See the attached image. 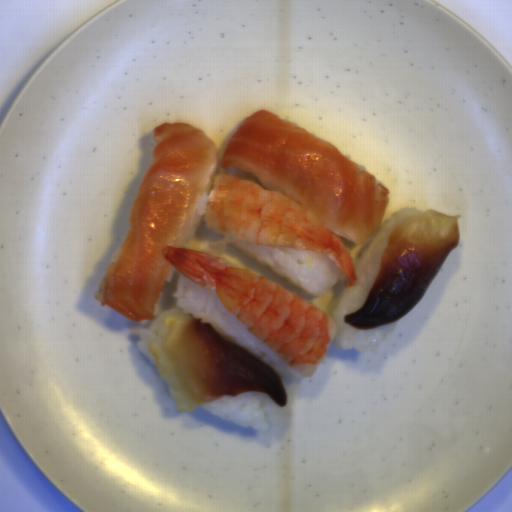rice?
<instances>
[{
	"mask_svg": "<svg viewBox=\"0 0 512 512\" xmlns=\"http://www.w3.org/2000/svg\"><path fill=\"white\" fill-rule=\"evenodd\" d=\"M172 297L175 299L174 306L152 319L151 324L141 328L138 333L137 347L151 364L156 366V358L150 353L148 344L150 338L156 333L158 325L173 314H190L193 318L210 322L223 338L240 346L273 368L278 375L297 380H303L306 377L285 362L233 316L213 288L202 287L180 271Z\"/></svg>",
	"mask_w": 512,
	"mask_h": 512,
	"instance_id": "1",
	"label": "rice"
},
{
	"mask_svg": "<svg viewBox=\"0 0 512 512\" xmlns=\"http://www.w3.org/2000/svg\"><path fill=\"white\" fill-rule=\"evenodd\" d=\"M422 212L425 211L414 208L397 211L380 225L373 240L354 263L357 284L352 287L345 286L330 315L338 326L334 339L343 350L354 348L361 354H376L382 340L393 332L398 320L370 329H357L345 323L344 317L365 304L381 270L382 255L390 234L410 215Z\"/></svg>",
	"mask_w": 512,
	"mask_h": 512,
	"instance_id": "2",
	"label": "rice"
},
{
	"mask_svg": "<svg viewBox=\"0 0 512 512\" xmlns=\"http://www.w3.org/2000/svg\"><path fill=\"white\" fill-rule=\"evenodd\" d=\"M221 236L257 263L308 294L326 293L346 276L333 260L312 250L296 251L283 246L270 248L235 240L225 234Z\"/></svg>",
	"mask_w": 512,
	"mask_h": 512,
	"instance_id": "3",
	"label": "rice"
},
{
	"mask_svg": "<svg viewBox=\"0 0 512 512\" xmlns=\"http://www.w3.org/2000/svg\"><path fill=\"white\" fill-rule=\"evenodd\" d=\"M199 406L206 412L218 415L242 428H252L259 432L269 429L262 410L259 390L223 396Z\"/></svg>",
	"mask_w": 512,
	"mask_h": 512,
	"instance_id": "4",
	"label": "rice"
},
{
	"mask_svg": "<svg viewBox=\"0 0 512 512\" xmlns=\"http://www.w3.org/2000/svg\"><path fill=\"white\" fill-rule=\"evenodd\" d=\"M218 175H232L240 179H244L247 181H251L255 185H257L262 190H273L270 185H268L265 181H263L261 178H259L256 174L253 172H248L238 166H229L226 169H221L220 165H216L209 182L201 196L200 203L197 209V213L194 219L193 226L190 230V233L186 239L188 241L199 229L201 224L203 223V216H204V210L207 198L212 190L213 182L216 176ZM274 191V190H273Z\"/></svg>",
	"mask_w": 512,
	"mask_h": 512,
	"instance_id": "5",
	"label": "rice"
},
{
	"mask_svg": "<svg viewBox=\"0 0 512 512\" xmlns=\"http://www.w3.org/2000/svg\"><path fill=\"white\" fill-rule=\"evenodd\" d=\"M204 253H208V254L213 255L214 257H216L217 259H219L220 261H222L223 263H225L228 266H233V267H238L239 268V266H237L234 263H232L226 256H224L223 254H221L217 250L216 251H210V252H204Z\"/></svg>",
	"mask_w": 512,
	"mask_h": 512,
	"instance_id": "6",
	"label": "rice"
},
{
	"mask_svg": "<svg viewBox=\"0 0 512 512\" xmlns=\"http://www.w3.org/2000/svg\"><path fill=\"white\" fill-rule=\"evenodd\" d=\"M176 269L177 268L172 265V267H171V269H170V271L168 273V276H167V278H166V280H165L163 285H167L168 283L171 282V280L173 279V277L175 275Z\"/></svg>",
	"mask_w": 512,
	"mask_h": 512,
	"instance_id": "7",
	"label": "rice"
}]
</instances>
